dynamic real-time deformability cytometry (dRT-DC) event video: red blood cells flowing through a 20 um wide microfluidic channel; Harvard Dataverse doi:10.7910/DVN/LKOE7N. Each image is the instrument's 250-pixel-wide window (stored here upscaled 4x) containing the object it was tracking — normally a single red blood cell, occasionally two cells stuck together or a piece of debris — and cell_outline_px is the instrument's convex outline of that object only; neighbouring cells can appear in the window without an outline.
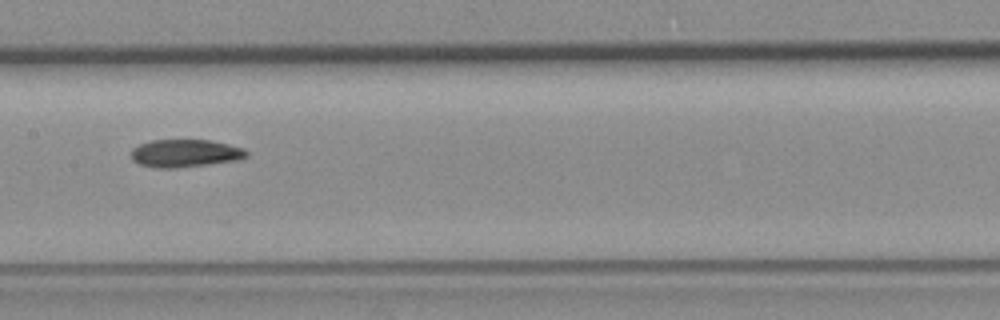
{"species": "common noctule bat (a hibernating species)", "species_latin": "Nyctalus noctula", "temperature_condition": "room temperature", "stored_images_in_passage": 12, "camera_frame_rate_fps": 3000, "um_per_image_px": 0.085, "animal": {"sex": "female", "body_mass_g": 19.3, "forearm_length_mm": 54.1}, "frame": {"image": 1, "passage_image": 6, "time_ms": 7.0, "image_size_px": [1000, 320], "cell_outline_px": [[248, 156], [240, 160], [176, 168], [156, 168], [140, 164], [132, 160], [132, 148], [140, 144], [152, 140], [212, 140], [244, 148], [248, 152]], "centroid_in_image_um": [15.77, 13.03], "position_along_channel_um": 191.6, "area_um2": 18.73}}
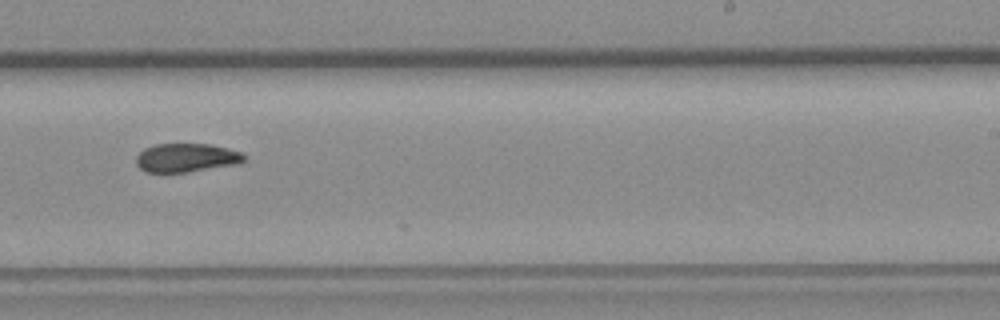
{"frame": {"image": 2, "passage_image": 8, "time_ms": 9.333, "image_size_px": [1000, 320], "cell_outline_px": [[248, 160], [240, 164], [188, 172], [148, 172], [140, 168], [136, 164], [136, 156], [144, 148], [156, 144], [212, 144], [228, 148], [240, 152], [248, 156]], "centroid_in_image_um": [15.91, 13.41], "position_along_channel_um": 273.1, "area_um2": 18.32}}
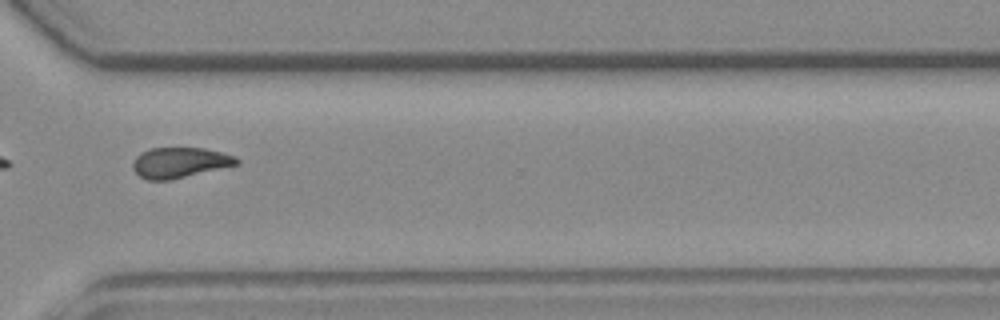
{"frame": {"image": 3, "passage_image": 10, "time_ms": 11.667, "image_size_px": [1000, 320], "cell_outline_px": [[240, 164], [168, 180], [148, 180], [140, 176], [132, 168], [132, 164], [136, 156], [140, 152], [152, 148], [204, 148], [236, 156], [240, 160]], "centroid_in_image_um": [15.28, 13.81], "position_along_channel_um": 355.3, "area_um2": 18.32}}